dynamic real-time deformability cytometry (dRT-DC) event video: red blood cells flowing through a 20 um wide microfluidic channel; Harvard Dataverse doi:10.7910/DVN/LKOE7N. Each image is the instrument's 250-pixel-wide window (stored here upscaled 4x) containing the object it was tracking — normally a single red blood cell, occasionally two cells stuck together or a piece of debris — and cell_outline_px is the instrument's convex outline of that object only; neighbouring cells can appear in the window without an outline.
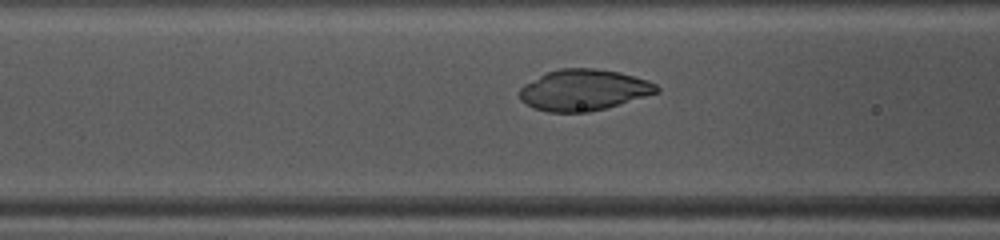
{"species": "common noctule bat (a hibernating species)", "species_latin": "Nyctalus noctula", "temperature_condition": "warm", "stored_images_in_passage": 31, "camera_frame_rate_fps": 3000, "um_per_image_px": 0.085, "animal": {"sex": "female", "body_mass_g": 10.0, "forearm_length_mm": 53.1}, "frame": {"image": 1, "passage_image": 5, "time_ms": 1.333, "image_size_px": [1000, 240], "cell_outline_px": [[660, 92], [604, 108], [588, 112], [548, 112], [532, 108], [520, 100], [520, 88], [524, 84], [548, 72], [560, 68], [596, 68], [620, 72], [648, 80], [656, 84], [660, 88]], "centroid_in_image_um": [49.61, 7.65], "position_along_channel_um": 117.0, "area_um2": 32.77}}
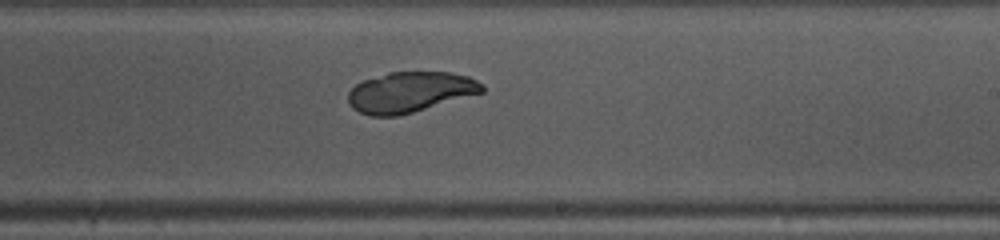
{"frame": {"image": 2, "passage_image": 15, "time_ms": 4.667, "image_size_px": [1000, 240], "cell_outline_px": [[484, 92], [412, 112], [396, 116], [372, 116], [360, 112], [352, 108], [348, 100], [348, 92], [356, 84], [364, 80], [388, 72], [452, 72], [468, 76], [484, 84]], "centroid_in_image_um": [34.86, 7.82], "position_along_channel_um": 254.1, "area_um2": 31.5}}
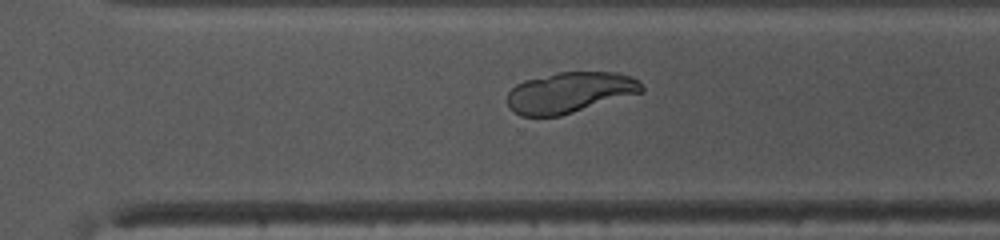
{"frame": {"image": 3, "passage_image": 20, "time_ms": 6.333, "image_size_px": [1000, 240], "cell_outline_px": [[644, 92], [560, 116], [520, 116], [512, 112], [508, 104], [508, 92], [516, 84], [524, 80], [556, 72], [620, 72], [632, 76], [644, 88]], "centroid_in_image_um": [48.42, 7.86], "position_along_channel_um": 322.2, "area_um2": 32.14}}